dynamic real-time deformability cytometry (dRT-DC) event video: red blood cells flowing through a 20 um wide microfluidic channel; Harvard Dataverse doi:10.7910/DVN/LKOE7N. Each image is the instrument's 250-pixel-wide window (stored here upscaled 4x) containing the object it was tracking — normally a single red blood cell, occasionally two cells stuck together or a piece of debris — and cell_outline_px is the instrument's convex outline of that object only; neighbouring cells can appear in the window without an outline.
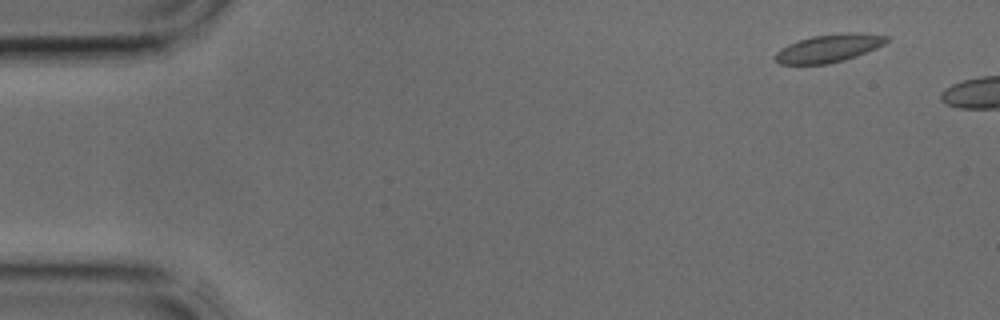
{"species": "common noctule bat (a hibernating species)", "species_latin": "Nyctalus noctula", "temperature_condition": "cold", "stored_images_in_passage": 3, "camera_frame_rate_fps": 3000, "um_per_image_px": 0.085, "animal": {"sex": "male", "body_mass_g": 17.9, "forearm_length_mm": 54.2}, "frame": {"image": 1, "passage_image": 1, "time_ms": 0.0, "image_size_px": [1000, 320], "cell_outline_px": [[888, 40], [884, 44], [876, 48], [856, 56], [844, 60], [828, 64], [780, 64], [772, 56], [780, 48], [788, 44], [812, 36], [844, 32], [860, 32], [888, 36]], "centroid_in_image_um": [70.44, 4.09], "position_along_channel_um": 14.6, "area_um2": 18.21}}